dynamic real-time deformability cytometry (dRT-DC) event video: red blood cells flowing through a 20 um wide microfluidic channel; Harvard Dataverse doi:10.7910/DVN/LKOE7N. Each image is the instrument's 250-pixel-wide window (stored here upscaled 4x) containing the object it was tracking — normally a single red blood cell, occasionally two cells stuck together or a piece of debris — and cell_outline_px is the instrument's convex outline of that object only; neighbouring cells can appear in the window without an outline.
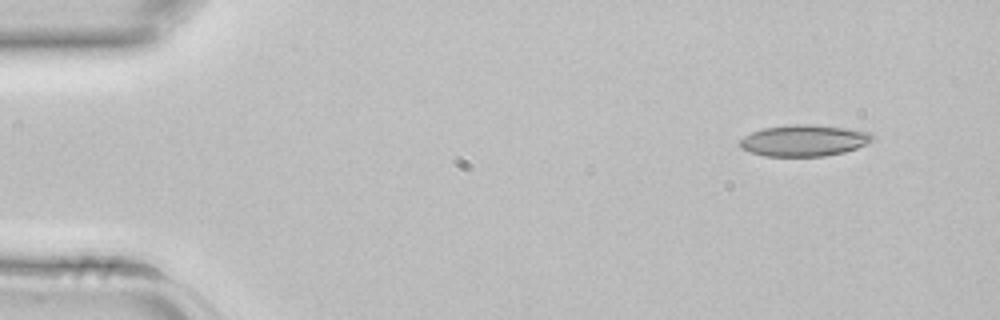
{"species": "common noctule bat (a hibernating species)", "species_latin": "Nyctalus noctula", "temperature_condition": "room temperature", "stored_images_in_passage": 3, "camera_frame_rate_fps": 3000, "um_per_image_px": 0.085, "animal": {"sex": "female", "body_mass_g": 22.7, "forearm_length_mm": 54.2}, "frame": {"image": 1, "passage_image": 1, "time_ms": 0.0, "image_size_px": [1000, 320], "cell_outline_px": [[876, 136], [868, 144], [844, 152], [824, 156], [764, 156], [748, 152], [740, 148], [740, 140], [744, 136], [752, 132], [764, 128], [788, 124], [812, 124], [844, 128], [868, 132]], "centroid_in_image_um": [68.32, 11.94], "position_along_channel_um": 16.7, "area_um2": 24.33}}
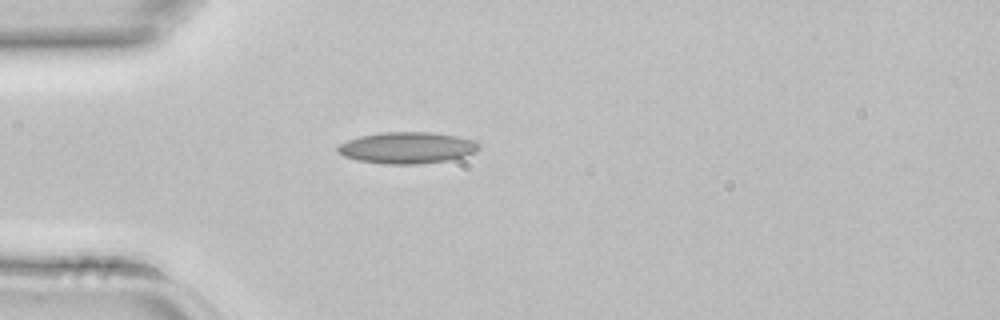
{"frame": {"image": 2, "passage_image": 3, "time_ms": 0.667, "image_size_px": [1000, 320], "cell_outline_px": [[480, 148], [476, 152], [464, 156], [448, 160], [420, 164], [384, 164], [360, 160], [344, 156], [336, 152], [336, 148], [340, 144], [348, 140], [360, 136], [380, 132], [432, 132], [460, 136], [472, 140], [480, 144]], "centroid_in_image_um": [34.62, 12.55], "position_along_channel_um": 50.4, "area_um2": 26.01}}